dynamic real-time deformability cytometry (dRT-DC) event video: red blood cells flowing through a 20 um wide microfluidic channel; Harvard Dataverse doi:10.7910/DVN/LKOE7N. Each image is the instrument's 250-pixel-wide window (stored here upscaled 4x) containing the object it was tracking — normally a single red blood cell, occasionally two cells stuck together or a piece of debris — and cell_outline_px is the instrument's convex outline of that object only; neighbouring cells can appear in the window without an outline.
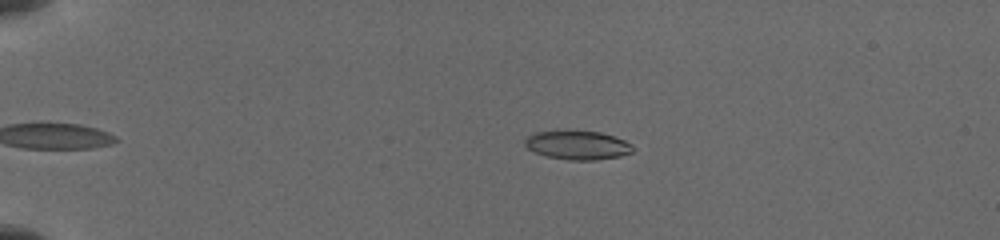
{"species": "common noctule bat (a hibernating species)", "species_latin": "Nyctalus noctula", "temperature_condition": "cold", "stored_images_in_passage": 58, "camera_frame_rate_fps": 3000, "um_per_image_px": 0.085, "animal": {"sex": "female", "body_mass_g": 19.5, "forearm_length_mm": 54.1}, "frame": {"image": 1, "passage_image": 4, "time_ms": 0.667, "image_size_px": [1000, 240], "cell_outline_px": [[636, 148], [632, 152], [620, 156], [596, 160], [568, 160], [544, 156], [528, 148], [524, 144], [524, 140], [528, 136], [536, 132], [600, 132], [624, 140], [632, 144]], "centroid_in_image_um": [49.12, 12.36], "position_along_channel_um": 35.9, "area_um2": 17.86}}
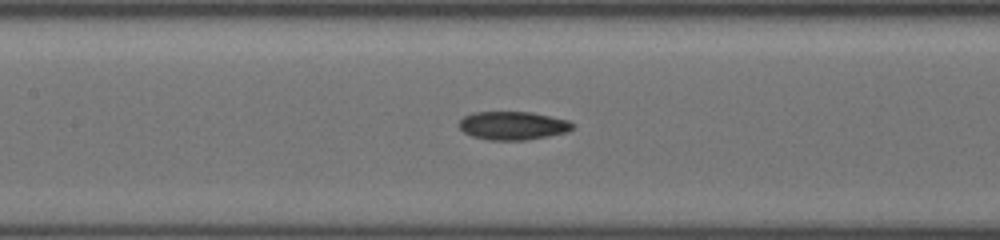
{"frame": {"image": 2, "passage_image": 34, "time_ms": 5.667, "image_size_px": [1000, 240], "cell_outline_px": [[576, 128], [568, 132], [528, 140], [488, 140], [472, 136], [464, 132], [460, 128], [460, 120], [464, 116], [472, 112], [528, 112], [568, 120], [576, 124]], "centroid_in_image_um": [43.63, 10.68], "position_along_channel_um": 163.8, "area_um2": 18.84}}
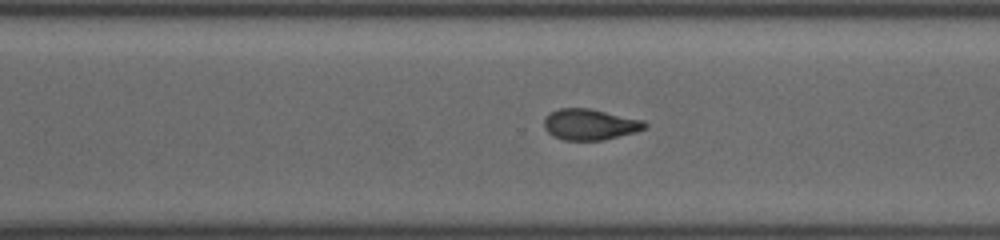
{"frame": {"image": 3, "passage_image": 57, "time_ms": 9.667, "image_size_px": [1000, 240], "cell_outline_px": [[648, 124], [644, 128], [636, 132], [604, 140], [564, 140], [552, 136], [544, 128], [544, 116], [560, 108], [588, 108], [644, 120]], "centroid_in_image_um": [50.13, 10.58], "position_along_channel_um": 320.5, "area_um2": 18.21}}